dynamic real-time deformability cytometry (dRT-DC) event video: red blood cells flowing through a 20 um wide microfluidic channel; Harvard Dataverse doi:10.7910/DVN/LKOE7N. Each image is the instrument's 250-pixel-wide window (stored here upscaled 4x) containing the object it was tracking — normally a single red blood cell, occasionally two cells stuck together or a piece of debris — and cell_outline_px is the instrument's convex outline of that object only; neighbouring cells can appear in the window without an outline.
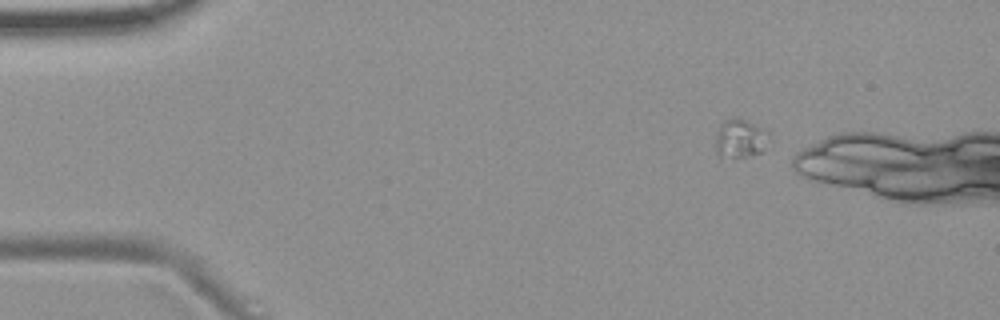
{"species": "common noctule bat (a hibernating species)", "species_latin": "Nyctalus noctula", "temperature_condition": "room temperature", "stored_images_in_passage": 4, "camera_frame_rate_fps": 3000, "um_per_image_px": 0.085, "animal": {"sex": "female", "body_mass_g": 19.9}, "frame": {"image": 1, "passage_image": 1, "time_ms": 0.0, "image_size_px": [1000, 320], "cell_outline_px": [[772, 140], [764, 152], [748, 156], [720, 156], [716, 152], [716, 132], [720, 124], [724, 120], [736, 116], [764, 128], [772, 132]], "centroid_in_image_um": [63.02, 11.74], "position_along_channel_um": 22.0, "area_um2": 12.6}}